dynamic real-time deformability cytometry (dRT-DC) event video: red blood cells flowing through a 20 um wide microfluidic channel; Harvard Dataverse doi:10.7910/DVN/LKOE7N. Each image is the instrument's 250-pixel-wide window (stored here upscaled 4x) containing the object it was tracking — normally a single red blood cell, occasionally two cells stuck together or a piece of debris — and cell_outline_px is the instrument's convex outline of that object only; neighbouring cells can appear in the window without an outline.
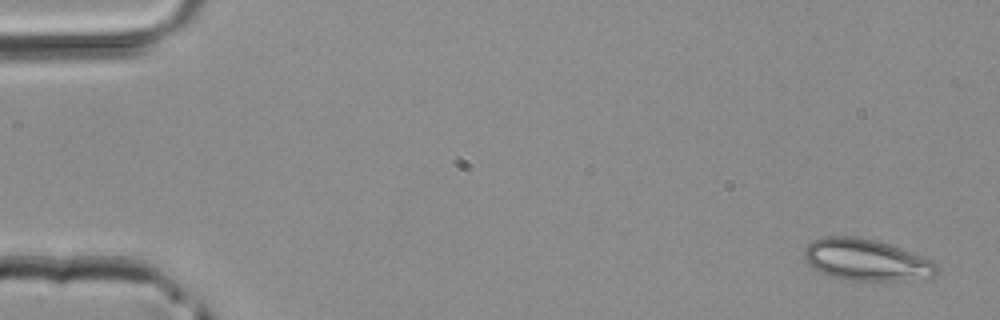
{"species": "common noctule bat (a hibernating species)", "species_latin": "Nyctalus noctula", "temperature_condition": "room temperature", "stored_images_in_passage": 3, "camera_frame_rate_fps": 3000, "um_per_image_px": 0.085, "animal": {"sex": "male", "body_mass_g": 20.4}, "frame": {"image": 1, "passage_image": 1, "time_ms": 0.0, "image_size_px": [1000, 320], "cell_outline_px": [[940, 272], [932, 276], [904, 280], [848, 280], [832, 276], [816, 268], [804, 260], [804, 248], [812, 240], [824, 236], [856, 236], [876, 240], [936, 260], [940, 264]], "centroid_in_image_um": [73.69, 22.07], "position_along_channel_um": 11.3, "area_um2": 32.19}}